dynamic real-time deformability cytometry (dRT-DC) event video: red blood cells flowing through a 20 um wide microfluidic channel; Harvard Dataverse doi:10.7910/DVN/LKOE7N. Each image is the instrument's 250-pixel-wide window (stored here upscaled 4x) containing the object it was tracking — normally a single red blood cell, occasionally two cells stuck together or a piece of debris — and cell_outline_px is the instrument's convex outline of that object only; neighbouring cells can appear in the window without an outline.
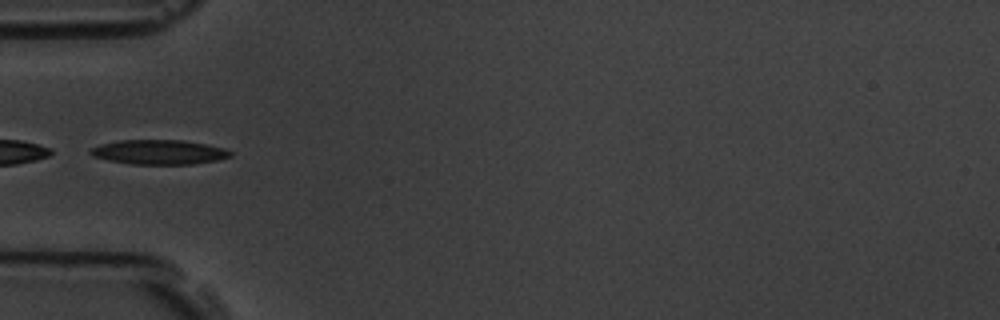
{"species": "common noctule bat (a hibernating species)", "species_latin": "Nyctalus noctula", "temperature_condition": "room temperature", "stored_images_in_passage": 11, "camera_frame_rate_fps": 3000, "um_per_image_px": 0.085, "animal": {"sex": "male", "body_mass_g": 19.5, "forearm_length_mm": 54.6}, "frame": {"image": 1, "passage_image": 5, "time_ms": 5.667, "image_size_px": [1000, 320], "cell_outline_px": [[232, 156], [216, 160], [192, 164], [132, 164], [108, 160], [92, 156], [88, 152], [92, 148], [100, 144], [120, 140], [184, 140], [208, 144], [224, 148], [232, 152]], "centroid_in_image_um": [13.52, 12.92], "position_along_channel_um": 71.5, "area_um2": 20.06}}
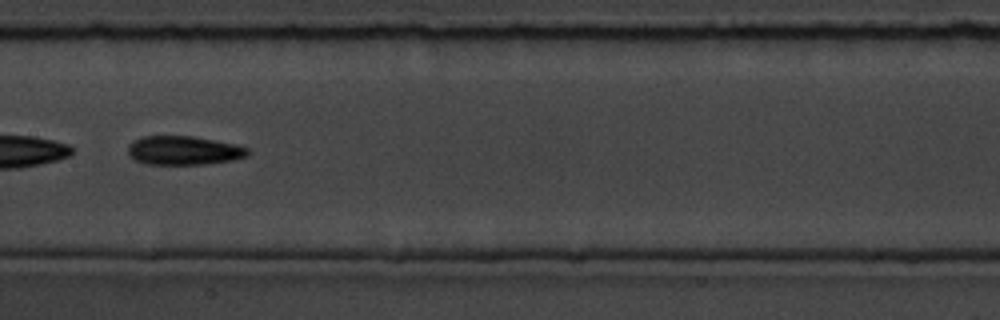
{"frame": {"image": 2, "passage_image": 8, "time_ms": 9.0, "image_size_px": [1000, 320], "cell_outline_px": [[248, 156], [232, 160], [204, 164], [148, 164], [136, 160], [128, 152], [128, 144], [132, 140], [144, 136], [192, 136], [236, 144], [248, 148]], "centroid_in_image_um": [15.61, 12.78], "position_along_channel_um": 191.8, "area_um2": 20.06}}
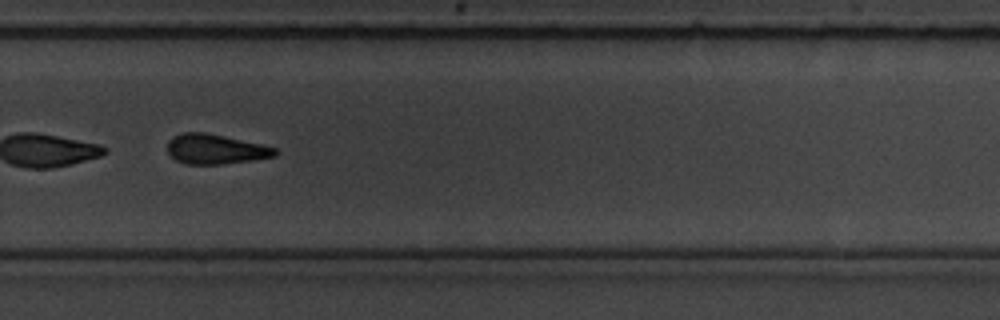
{"frame": {"image": 3, "passage_image": 11, "time_ms": 12.333, "image_size_px": [1000, 320], "cell_outline_px": [[280, 152], [276, 156], [252, 160], [220, 164], [184, 164], [176, 160], [168, 152], [168, 140], [180, 132], [204, 132], [224, 136], [260, 144], [276, 148]], "centroid_in_image_um": [18.31, 12.67], "position_along_channel_um": 311.5, "area_um2": 18.67}}